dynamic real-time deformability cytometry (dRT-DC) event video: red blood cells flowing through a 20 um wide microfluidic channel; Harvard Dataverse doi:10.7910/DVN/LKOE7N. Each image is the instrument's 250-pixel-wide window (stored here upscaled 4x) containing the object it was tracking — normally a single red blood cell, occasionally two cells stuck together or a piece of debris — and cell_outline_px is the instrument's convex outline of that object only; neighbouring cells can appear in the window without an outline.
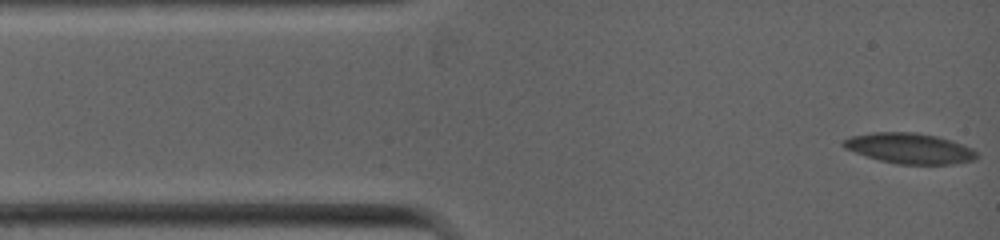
{"species": "common noctule bat (a hibernating species)", "species_latin": "Nyctalus noctula", "temperature_condition": "warm", "stored_images_in_passage": 68, "camera_frame_rate_fps": 5000, "um_per_image_px": 0.085, "animal": {"sex": "female", "body_mass_g": 19.0, "forearm_length_mm": 53.3}, "frame": {"image": 1, "passage_image": 1, "time_ms": 0.0, "image_size_px": [1000, 240], "cell_outline_px": [[980, 156], [972, 160], [952, 164], [896, 164], [880, 160], [844, 148], [840, 144], [844, 140], [852, 136], [872, 132], [916, 132], [936, 136], [952, 140], [972, 148]], "centroid_in_image_um": [77.33, 12.6], "position_along_channel_um": 7.7, "area_um2": 23.58}}
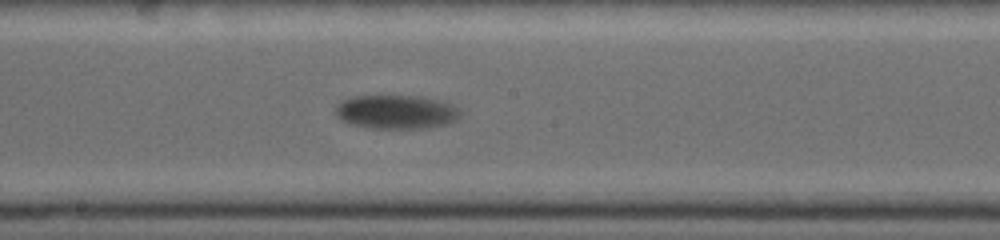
{"frame": {"image": 2, "passage_image": 30, "time_ms": 5.8, "image_size_px": [1000, 240], "cell_outline_px": [[460, 116], [456, 120], [448, 124], [428, 128], [372, 128], [352, 124], [340, 120], [336, 116], [336, 104], [352, 96], [420, 96], [444, 100], [452, 104], [460, 112]], "centroid_in_image_um": [33.7, 9.51], "position_along_channel_um": 214.5, "area_um2": 24.8}}
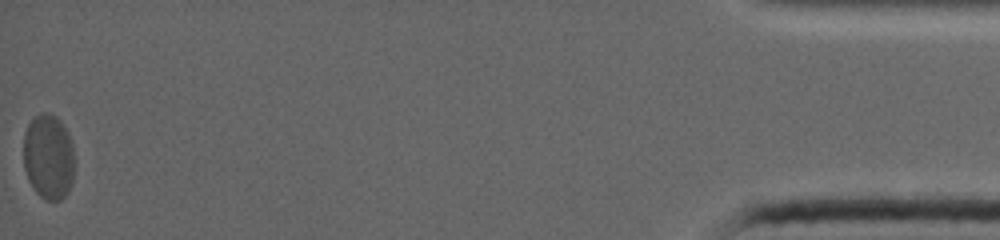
{"frame": {"image": 3, "passage_image": 68, "time_ms": 13.4, "image_size_px": [1000, 240], "cell_outline_px": [[76, 168], [72, 184], [68, 192], [60, 200], [48, 200], [40, 196], [36, 192], [28, 180], [24, 168], [24, 132], [28, 124], [40, 112], [48, 112], [56, 116], [60, 120], [68, 132], [72, 144]], "centroid_in_image_um": [4.15, 13.33], "position_along_channel_um": 431.0, "area_um2": 25.84}}